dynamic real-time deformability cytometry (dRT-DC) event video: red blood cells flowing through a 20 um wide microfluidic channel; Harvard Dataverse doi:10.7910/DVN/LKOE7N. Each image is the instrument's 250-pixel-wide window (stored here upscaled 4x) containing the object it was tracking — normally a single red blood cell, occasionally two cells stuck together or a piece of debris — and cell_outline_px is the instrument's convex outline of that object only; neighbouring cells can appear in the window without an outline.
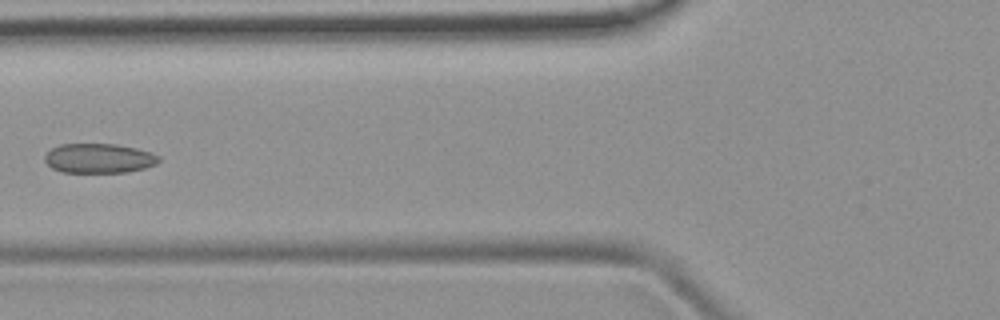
{"species": "common noctule bat (a hibernating species)", "species_latin": "Nyctalus noctula", "temperature_condition": "room temperature", "stored_images_in_passage": 5, "camera_frame_rate_fps": 3000, "um_per_image_px": 0.085, "animal": {"sex": "female", "body_mass_g": 19.9}, "frame": {"image": 1, "passage_image": 5, "time_ms": 5.333, "image_size_px": [1000, 320], "cell_outline_px": [[160, 160], [156, 164], [144, 168], [128, 172], [60, 172], [52, 168], [44, 160], [44, 156], [52, 148], [60, 144], [116, 144], [136, 148], [160, 156]], "centroid_in_image_um": [8.4, 13.46], "position_along_channel_um": 117.4, "area_um2": 19.59}}